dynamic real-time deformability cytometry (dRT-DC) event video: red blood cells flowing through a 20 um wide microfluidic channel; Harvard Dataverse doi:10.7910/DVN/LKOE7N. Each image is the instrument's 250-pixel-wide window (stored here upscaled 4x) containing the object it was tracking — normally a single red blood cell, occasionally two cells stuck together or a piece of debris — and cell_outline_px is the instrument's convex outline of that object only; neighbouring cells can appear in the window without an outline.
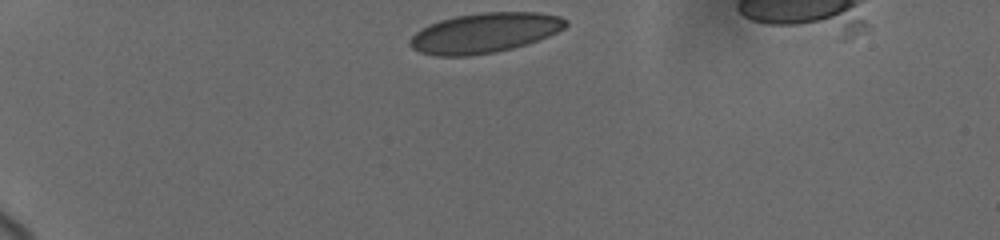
{"species": "human", "species_latin": "Homo sapiens", "temperature_condition": "cold", "stored_images_in_passage": 6, "camera_frame_rate_fps": 3000, "um_per_image_px": 0.085, "donor": {"sex": "female"}, "frame": {"image": 1, "passage_image": 1, "time_ms": 0.0, "image_size_px": [1000, 240], "cell_outline_px": [[568, 24], [564, 28], [548, 36], [512, 48], [496, 52], [468, 56], [436, 56], [420, 52], [412, 48], [408, 44], [412, 36], [416, 32], [428, 24], [440, 20], [456, 16], [480, 12], [540, 12], [560, 16], [568, 20]], "centroid_in_image_um": [41.18, 2.79], "position_along_channel_um": 43.8, "area_um2": 36.24}}
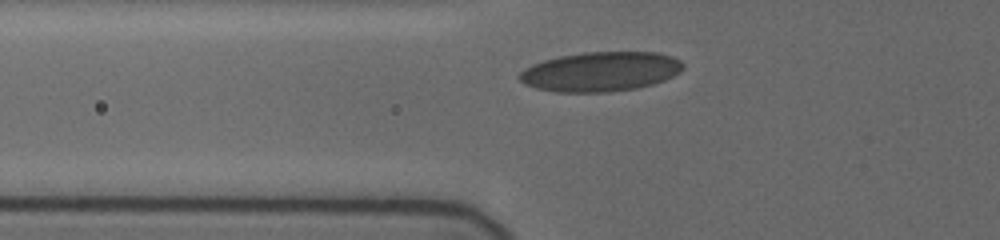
{"frame": {"image": 2, "passage_image": 5, "time_ms": 2.333, "image_size_px": [1000, 240], "cell_outline_px": [[684, 68], [680, 72], [664, 80], [652, 84], [636, 88], [612, 92], [556, 92], [536, 88], [524, 84], [516, 76], [524, 68], [532, 64], [544, 60], [560, 56], [584, 52], [656, 52], [672, 56], [680, 60], [684, 64]], "centroid_in_image_um": [51.04, 6.09], "position_along_channel_um": 74.8, "area_um2": 37.92}}